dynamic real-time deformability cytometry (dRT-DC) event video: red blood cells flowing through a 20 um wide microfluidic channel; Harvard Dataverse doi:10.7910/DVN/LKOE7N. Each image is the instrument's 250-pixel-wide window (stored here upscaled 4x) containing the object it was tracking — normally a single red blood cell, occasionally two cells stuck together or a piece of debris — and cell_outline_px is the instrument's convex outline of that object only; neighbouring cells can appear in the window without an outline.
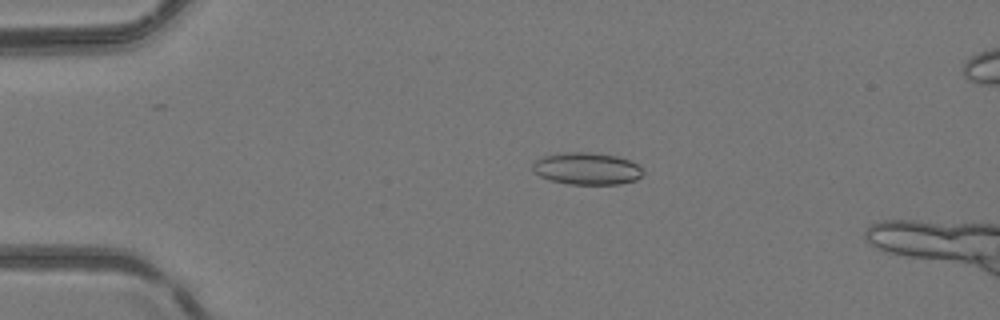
{"species": "common noctule bat (a hibernating species)", "species_latin": "Nyctalus noctula", "temperature_condition": "room temperature", "stored_images_in_passage": 51, "camera_frame_rate_fps": 3000, "um_per_image_px": 0.085, "animal": {"sex": "female", "body_mass_g": 24.6, "forearm_length_mm": 56.2}, "frame": {"image": 1, "passage_image": 12, "time_ms": 3.667, "image_size_px": [1000, 320], "cell_outline_px": [[644, 172], [636, 180], [620, 184], [568, 184], [548, 180], [532, 172], [532, 164], [536, 160], [544, 156], [564, 152], [592, 152], [616, 156], [628, 160], [636, 164]], "centroid_in_image_um": [49.84, 14.34], "position_along_channel_um": 35.2, "area_um2": 20.69}}
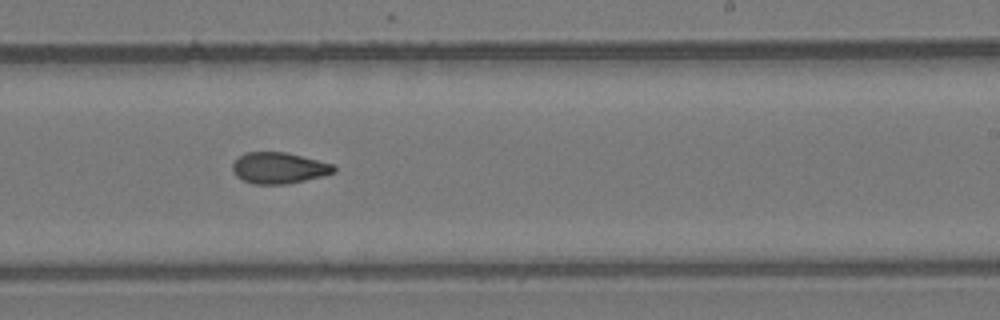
{"frame": {"image": 2, "passage_image": 32, "time_ms": 10.333, "image_size_px": [1000, 320], "cell_outline_px": [[336, 172], [324, 176], [284, 184], [256, 184], [244, 180], [236, 176], [232, 172], [232, 164], [244, 152], [288, 152], [332, 164], [336, 168]], "centroid_in_image_um": [23.71, 14.27], "position_along_channel_um": 265.3, "area_um2": 18.38}}
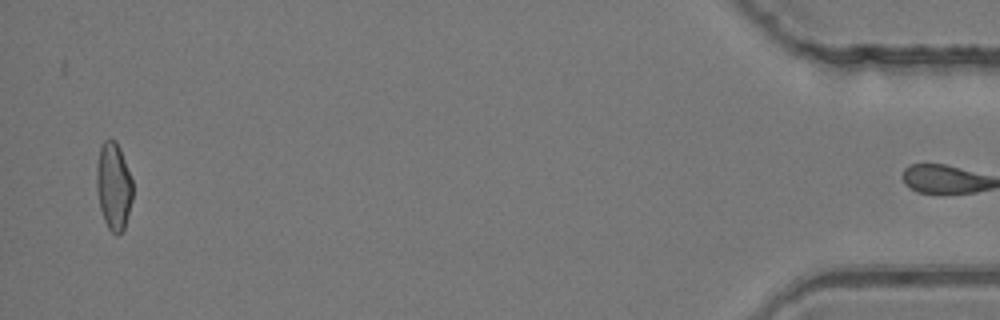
{"frame": {"image": 3, "passage_image": 50, "time_ms": 16.333, "image_size_px": [1000, 320], "cell_outline_px": [[132, 200], [124, 228], [116, 236], [108, 228], [104, 220], [100, 208], [96, 188], [96, 168], [100, 148], [104, 140], [116, 140], [120, 148], [132, 180]], "centroid_in_image_um": [9.64, 15.82], "position_along_channel_um": 425.6, "area_um2": 18.32}, "authors_computed_cell_mechanics": {"area_um2": 18.8428, "velocity_mm_per_s": 4.1613, "shape_relaxation_time_tau1_ms": null, "shape_relaxation_time_tau2_ms": 2.9657, "deformation_change_tau1": null, "deformation_change_tau2": 0.0816}}